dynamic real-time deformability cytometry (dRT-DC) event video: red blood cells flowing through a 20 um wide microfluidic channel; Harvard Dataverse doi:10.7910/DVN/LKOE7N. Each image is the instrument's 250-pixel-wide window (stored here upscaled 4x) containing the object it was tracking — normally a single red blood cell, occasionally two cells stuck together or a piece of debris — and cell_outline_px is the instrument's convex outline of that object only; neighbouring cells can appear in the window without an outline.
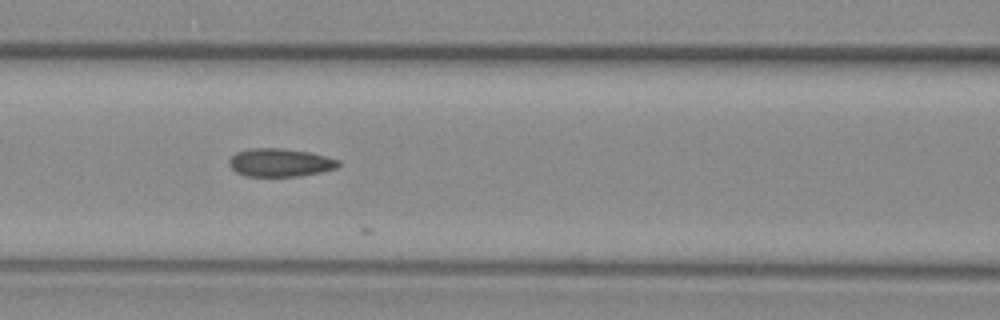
{"species": "common noctule bat (a hibernating species)", "species_latin": "Nyctalus noctula", "temperature_condition": "warm", "stored_images_in_passage": 26, "camera_frame_rate_fps": 3000, "um_per_image_px": 0.085, "animal": {"sex": "female", "body_mass_g": 29.2, "forearm_length_mm": 56.3}, "frame": {"image": 1, "passage_image": 23, "time_ms": 7.333, "image_size_px": [1000, 320], "cell_outline_px": [[340, 164], [336, 168], [320, 172], [300, 176], [244, 176], [236, 172], [228, 164], [228, 160], [236, 152], [248, 148], [280, 148], [308, 152], [340, 160]], "centroid_in_image_um": [23.77, 13.82], "position_along_channel_um": 142.8, "area_um2": 17.92}}